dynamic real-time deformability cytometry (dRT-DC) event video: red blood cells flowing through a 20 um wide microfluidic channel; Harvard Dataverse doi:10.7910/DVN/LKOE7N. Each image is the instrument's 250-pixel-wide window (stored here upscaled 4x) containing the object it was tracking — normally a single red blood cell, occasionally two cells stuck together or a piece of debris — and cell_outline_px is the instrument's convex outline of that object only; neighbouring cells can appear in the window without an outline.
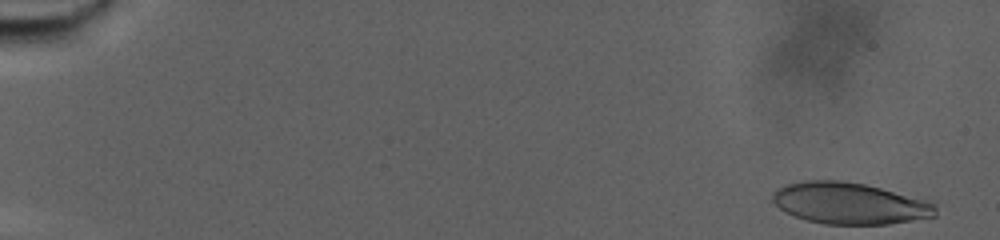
{"species": "human", "species_latin": "Homo sapiens", "temperature_condition": "warm", "stored_images_in_passage": 22, "camera_frame_rate_fps": 3000, "um_per_image_px": 0.085, "donor": {"sex": "male"}, "frame": {"image": 1, "passage_image": 2, "time_ms": 0.333, "image_size_px": [1000, 240], "cell_outline_px": [[936, 216], [888, 224], [824, 224], [808, 220], [796, 216], [780, 208], [772, 200], [772, 192], [776, 188], [788, 184], [804, 180], [840, 180], [864, 184], [880, 188], [924, 200], [936, 204]], "centroid_in_image_um": [72.19, 17.28], "position_along_channel_um": 12.8, "area_um2": 39.02}}
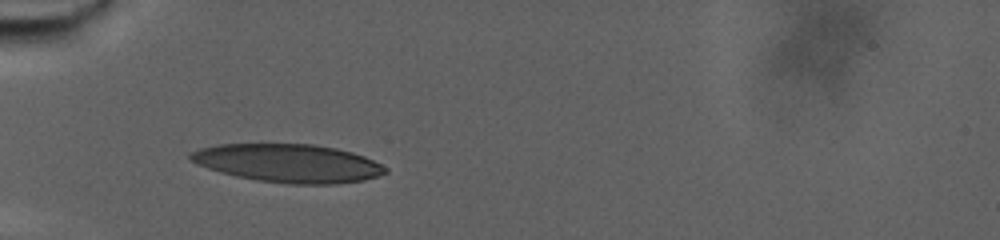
{"frame": {"image": 2, "passage_image": 20, "time_ms": 6.333, "image_size_px": [1000, 240], "cell_outline_px": [[388, 172], [364, 180], [336, 184], [288, 184], [256, 180], [236, 176], [220, 172], [208, 168], [192, 160], [188, 156], [188, 152], [200, 148], [220, 144], [312, 144], [336, 148], [352, 152], [364, 156], [388, 168]], "centroid_in_image_um": [24.51, 13.87], "position_along_channel_um": 60.5, "area_um2": 43.41}}